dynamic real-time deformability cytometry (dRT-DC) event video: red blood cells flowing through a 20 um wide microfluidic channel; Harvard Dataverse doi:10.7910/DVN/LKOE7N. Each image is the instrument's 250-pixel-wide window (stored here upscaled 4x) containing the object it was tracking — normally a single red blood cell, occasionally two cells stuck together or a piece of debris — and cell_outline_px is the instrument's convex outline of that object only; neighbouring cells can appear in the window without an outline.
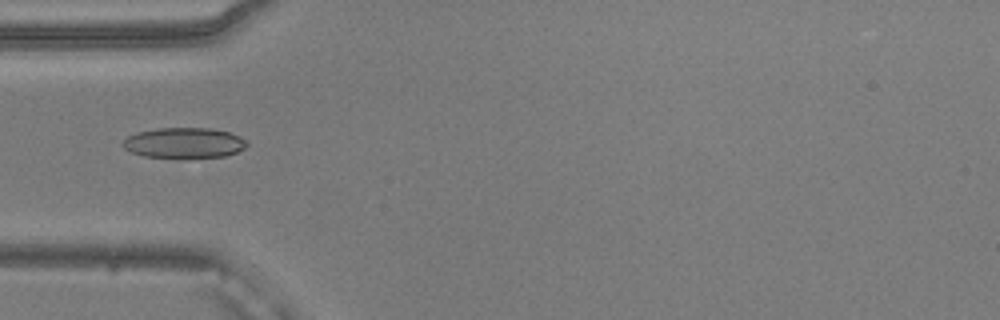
{"species": "common noctule bat (a hibernating species)", "species_latin": "Nyctalus noctula", "temperature_condition": "warm", "stored_images_in_passage": 19, "camera_frame_rate_fps": 3000, "um_per_image_px": 0.085, "animal": {"sex": "male", "body_mass_g": 20.5, "forearm_length_mm": 52.5}, "frame": {"image": 1, "passage_image": 7, "time_ms": 2.0, "image_size_px": [1000, 320], "cell_outline_px": [[248, 144], [244, 148], [236, 152], [224, 156], [180, 160], [144, 156], [132, 152], [124, 148], [120, 144], [128, 136], [136, 132], [156, 128], [212, 128], [228, 132], [240, 136]], "centroid_in_image_um": [15.61, 12.17], "position_along_channel_um": 69.4, "area_um2": 22.66}}
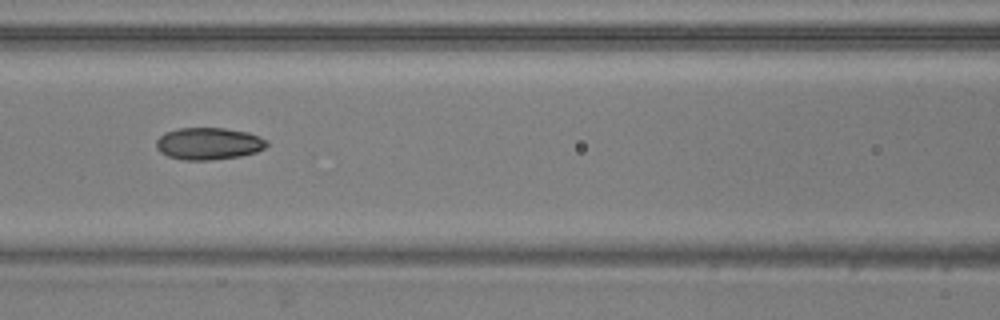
{"frame": {"image": 2, "passage_image": 13, "time_ms": 4.0, "image_size_px": [1000, 320], "cell_outline_px": [[268, 144], [264, 148], [256, 152], [240, 156], [212, 160], [184, 160], [168, 156], [160, 152], [156, 148], [156, 140], [164, 132], [176, 128], [224, 128], [248, 132], [260, 136], [268, 140]], "centroid_in_image_um": [17.73, 12.2], "position_along_channel_um": 148.9, "area_um2": 20.87}}
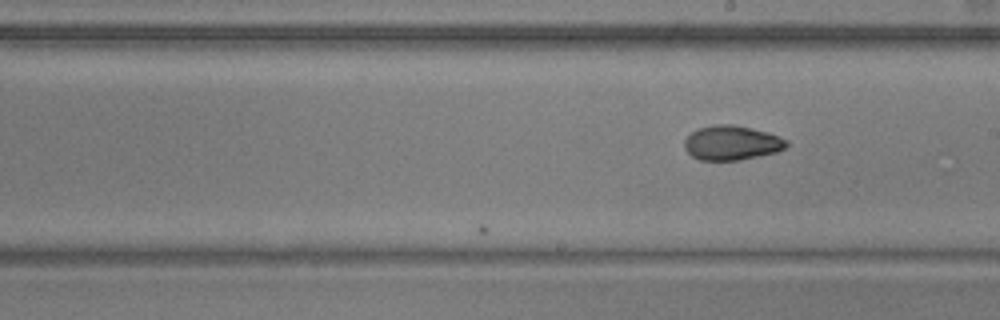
{"frame": {"image": 3, "passage_image": 19, "time_ms": 6.0, "image_size_px": [1000, 320], "cell_outline_px": [[788, 144], [784, 148], [776, 152], [740, 160], [700, 160], [692, 156], [684, 148], [684, 140], [696, 128], [716, 124], [732, 124], [752, 128], [768, 132], [788, 140]], "centroid_in_image_um": [62.18, 12.13], "position_along_channel_um": 226.8, "area_um2": 20.58}}